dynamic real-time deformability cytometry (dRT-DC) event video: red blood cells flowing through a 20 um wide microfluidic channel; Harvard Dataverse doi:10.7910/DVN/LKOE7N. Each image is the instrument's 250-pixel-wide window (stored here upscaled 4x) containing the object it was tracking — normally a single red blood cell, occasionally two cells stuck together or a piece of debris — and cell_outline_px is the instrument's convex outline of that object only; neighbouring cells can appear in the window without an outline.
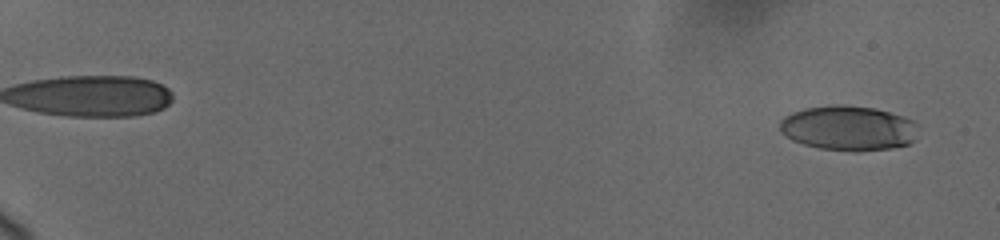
{"species": "human", "species_latin": "Homo sapiens", "temperature_condition": "cold", "stored_images_in_passage": 18, "camera_frame_rate_fps": 3000, "um_per_image_px": 0.085, "donor": {"sex": "female"}, "frame": {"image": 1, "passage_image": 2, "time_ms": 0.333, "image_size_px": [1000, 240], "cell_outline_px": [[920, 124], [916, 140], [908, 144], [892, 148], [860, 152], [852, 152], [820, 148], [804, 144], [792, 140], [780, 132], [780, 120], [784, 116], [792, 112], [804, 108], [832, 104], [844, 104], [876, 108], [912, 120]], "centroid_in_image_um": [72.14, 10.89], "position_along_channel_um": 12.9, "area_um2": 36.82}}
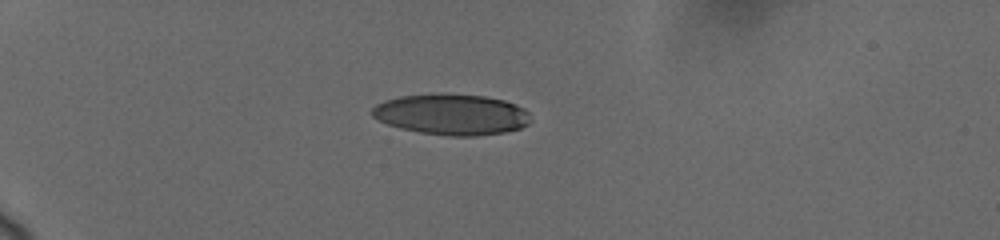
{"frame": {"image": 2, "passage_image": 13, "time_ms": 5.333, "image_size_px": [1000, 240], "cell_outline_px": [[532, 120], [528, 124], [520, 128], [504, 132], [476, 136], [448, 136], [420, 132], [400, 128], [388, 124], [372, 116], [372, 108], [376, 104], [384, 100], [400, 96], [484, 96], [504, 100], [516, 104], [524, 108], [528, 112]], "centroid_in_image_um": [38.43, 9.76], "position_along_channel_um": 46.6, "area_um2": 36.93}}
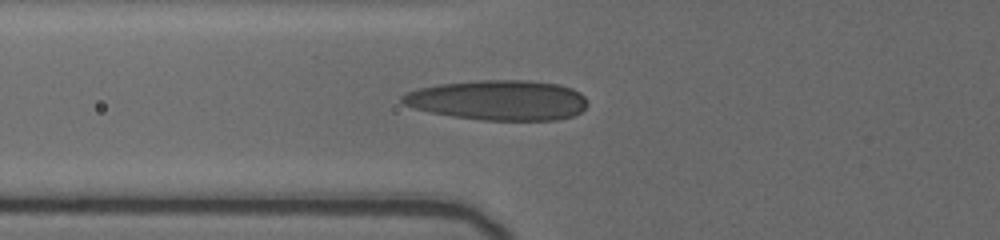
{"frame": {"image": 3, "passage_image": 18, "time_ms": 7.667, "image_size_px": [1000, 240], "cell_outline_px": [[588, 104], [580, 112], [572, 116], [556, 120], [480, 120], [452, 116], [432, 112], [416, 108], [404, 104], [400, 100], [400, 96], [408, 92], [420, 88], [440, 84], [480, 80], [528, 80], [560, 84], [572, 88], [580, 92], [584, 96]], "centroid_in_image_um": [42.39, 8.51], "position_along_channel_um": 83.4, "area_um2": 43.23}}